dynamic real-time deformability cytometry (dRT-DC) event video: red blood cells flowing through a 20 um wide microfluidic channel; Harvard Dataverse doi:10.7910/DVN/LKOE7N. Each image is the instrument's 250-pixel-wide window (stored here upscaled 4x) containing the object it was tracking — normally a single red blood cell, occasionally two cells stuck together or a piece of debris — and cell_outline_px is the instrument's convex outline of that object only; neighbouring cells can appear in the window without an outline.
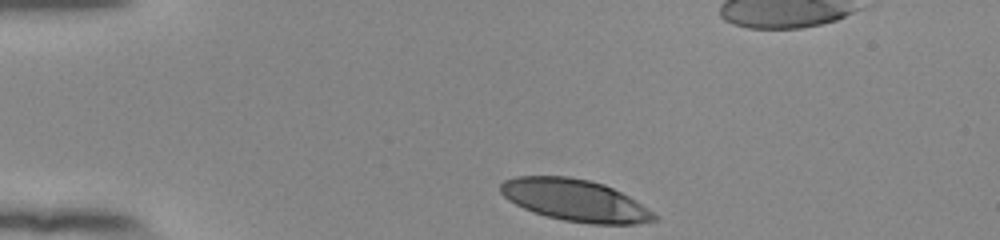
{"species": "human", "species_latin": "Homo sapiens", "temperature_condition": "room temperature", "stored_images_in_passage": 35, "camera_frame_rate_fps": 3000, "um_per_image_px": 0.085, "donor": {"sex": "female"}, "frame": {"image": 1, "passage_image": 1, "time_ms": 0.0, "image_size_px": [1000, 240], "cell_outline_px": [[656, 220], [636, 224], [592, 224], [564, 220], [532, 212], [508, 200], [500, 192], [500, 184], [504, 180], [516, 176], [568, 176], [588, 180], [604, 184], [628, 196], [652, 212], [656, 216]], "centroid_in_image_um": [48.84, 17.02], "position_along_channel_um": 36.2, "area_um2": 37.11}}
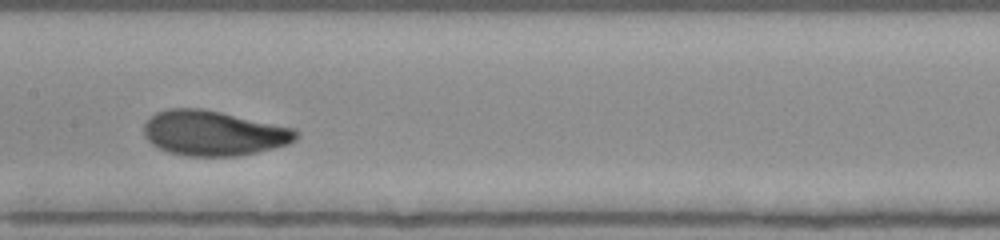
{"frame": {"image": 2, "passage_image": 17, "time_ms": 5.333, "image_size_px": [1000, 240], "cell_outline_px": [[300, 132], [296, 140], [288, 144], [256, 152], [236, 156], [184, 156], [168, 152], [152, 144], [144, 136], [144, 124], [156, 112], [168, 108], [200, 108], [220, 112], [296, 128]], "centroid_in_image_um": [18.16, 11.32], "position_along_channel_um": 189.2, "area_um2": 39.94}}
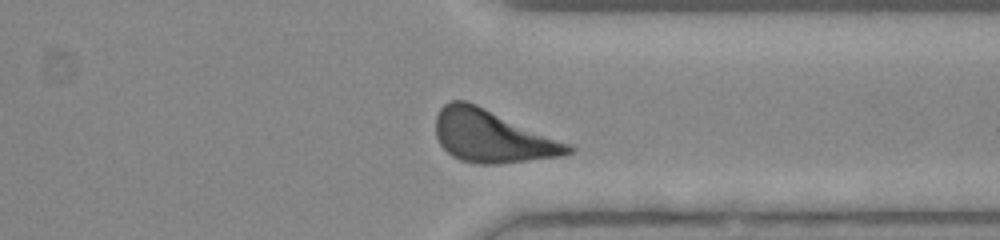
{"frame": {"image": 3, "passage_image": 31, "time_ms": 10.0, "image_size_px": [1000, 240], "cell_outline_px": [[576, 148], [572, 152], [564, 156], [496, 164], [480, 164], [460, 160], [452, 156], [440, 144], [436, 136], [436, 116], [440, 108], [444, 104], [452, 100], [468, 100], [572, 144]], "centroid_in_image_um": [41.86, 11.57], "position_along_channel_um": 369.5, "area_um2": 40.75}, "authors_computed_cell_mechanics": {"area_um2": 39.1884, "velocity_mm_per_s": 3.8633, "shape_relaxation_time_tau1_ms": 3.5582, "shape_relaxation_time_tau2_ms": 2.7006, "deformation_change_tau1": 0.1698, "deformation_change_tau2": 0.0861}}